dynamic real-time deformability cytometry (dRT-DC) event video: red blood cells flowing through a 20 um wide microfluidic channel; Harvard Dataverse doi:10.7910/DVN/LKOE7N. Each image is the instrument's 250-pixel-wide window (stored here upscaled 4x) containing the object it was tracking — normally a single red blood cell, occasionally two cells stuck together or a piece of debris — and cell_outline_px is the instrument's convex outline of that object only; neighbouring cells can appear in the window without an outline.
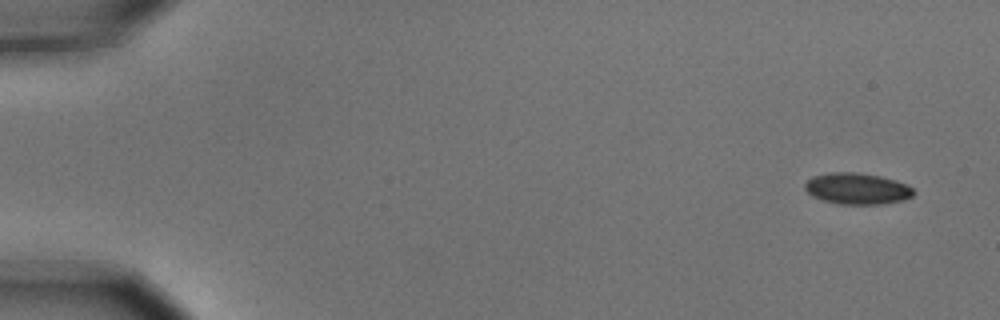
{"species": "common noctule bat (a hibernating species)", "species_latin": "Nyctalus noctula", "temperature_condition": "cold", "stored_images_in_passage": 5, "camera_frame_rate_fps": 3000, "um_per_image_px": 0.085, "animal": {"sex": "male", "body_mass_g": 15.6}, "frame": {"image": 1, "passage_image": 1, "time_ms": 0.0, "image_size_px": [1000, 320], "cell_outline_px": [[916, 192], [912, 196], [904, 200], [880, 204], [836, 204], [812, 196], [804, 188], [804, 184], [812, 176], [832, 172], [856, 172], [880, 176], [896, 180], [912, 188]], "centroid_in_image_um": [72.85, 16.03], "position_along_channel_um": 12.2, "area_um2": 19.83}}